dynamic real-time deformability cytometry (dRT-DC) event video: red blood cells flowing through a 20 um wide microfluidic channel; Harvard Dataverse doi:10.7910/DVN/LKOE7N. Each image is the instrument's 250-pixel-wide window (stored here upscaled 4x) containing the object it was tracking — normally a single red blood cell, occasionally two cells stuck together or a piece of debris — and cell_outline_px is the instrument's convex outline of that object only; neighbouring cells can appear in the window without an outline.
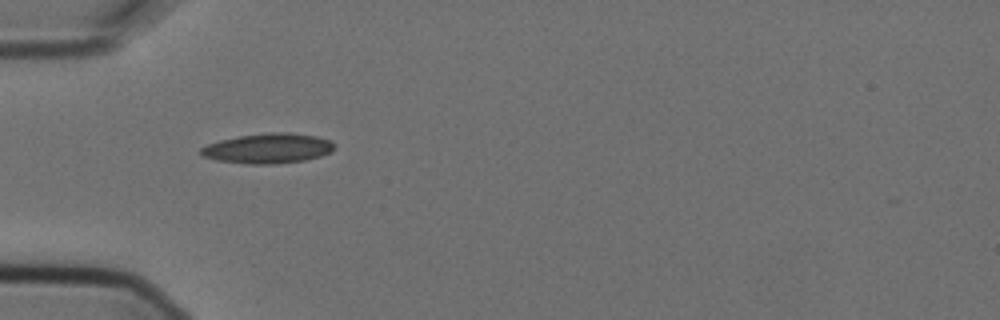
{"species": "Egyptian fruit bat (a non-hibernating species)", "species_latin": "Rousettus aegyptiacus", "temperature_condition": "cold", "stored_images_in_passage": 5, "camera_frame_rate_fps": 3000, "um_per_image_px": 0.085, "animal": {"sex": "female"}, "frame": {"image": 1, "passage_image": 4, "time_ms": 1.0, "image_size_px": [1000, 320], "cell_outline_px": [[336, 148], [332, 152], [320, 156], [304, 160], [272, 164], [248, 164], [216, 160], [200, 156], [200, 148], [208, 144], [220, 140], [240, 136], [268, 132], [288, 132], [316, 136], [328, 140], [336, 144]], "centroid_in_image_um": [22.78, 12.61], "position_along_channel_um": 62.2, "area_um2": 23.41}}
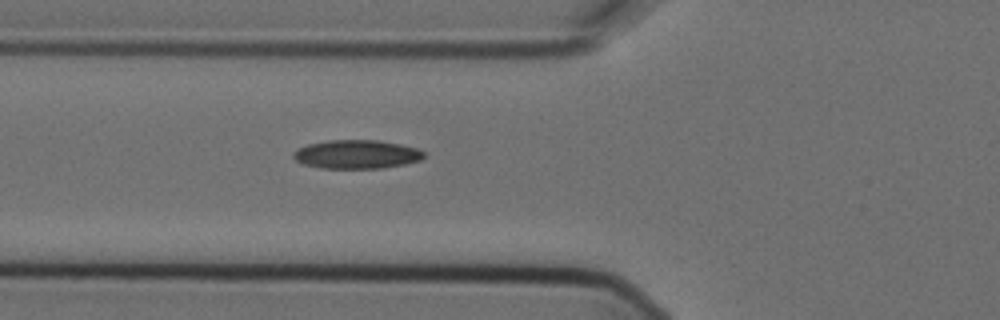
{"frame": {"image": 2, "passage_image": 5, "time_ms": 1.333, "image_size_px": [1000, 320], "cell_outline_px": [[424, 156], [420, 160], [404, 164], [380, 168], [320, 168], [304, 164], [296, 160], [292, 156], [292, 152], [296, 148], [308, 144], [328, 140], [380, 140], [400, 144], [416, 148], [424, 152]], "centroid_in_image_um": [30.27, 13.11], "position_along_channel_um": 95.5, "area_um2": 21.85}}